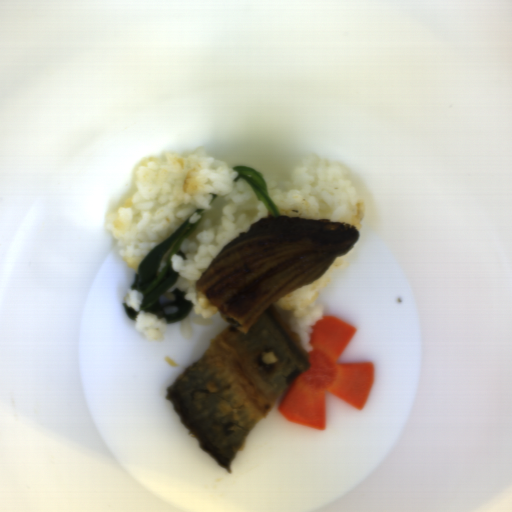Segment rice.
Here are the masks:
<instances>
[{
	"instance_id": "1",
	"label": "rice",
	"mask_w": 512,
	"mask_h": 512,
	"mask_svg": "<svg viewBox=\"0 0 512 512\" xmlns=\"http://www.w3.org/2000/svg\"><path fill=\"white\" fill-rule=\"evenodd\" d=\"M205 145L195 153L150 155L137 170L128 199L108 214L107 229L116 240L119 256L138 274L142 260L188 221L197 229L180 245L181 255H170V268L178 273L172 286L159 295L166 315L176 314L174 289L184 291L193 309L175 322L180 336L191 339L192 324H212L220 313L217 306L197 287L200 276L219 252L256 222L272 217L253 186L238 179L228 161L210 157ZM218 198L212 204L211 194ZM204 209L203 216L195 211Z\"/></svg>"
},
{
	"instance_id": "2",
	"label": "rice",
	"mask_w": 512,
	"mask_h": 512,
	"mask_svg": "<svg viewBox=\"0 0 512 512\" xmlns=\"http://www.w3.org/2000/svg\"><path fill=\"white\" fill-rule=\"evenodd\" d=\"M340 162L309 153L290 180L265 182L279 216L325 219L353 226L359 232L366 215L364 199Z\"/></svg>"
},
{
	"instance_id": "3",
	"label": "rice",
	"mask_w": 512,
	"mask_h": 512,
	"mask_svg": "<svg viewBox=\"0 0 512 512\" xmlns=\"http://www.w3.org/2000/svg\"><path fill=\"white\" fill-rule=\"evenodd\" d=\"M349 262L344 254L338 256L326 271L314 282L309 283L280 298L273 304L275 313L284 319L290 330L300 338V346L312 351L311 338L315 325L323 319L322 306H315L321 290L331 281L332 274L345 270Z\"/></svg>"
},
{
	"instance_id": "4",
	"label": "rice",
	"mask_w": 512,
	"mask_h": 512,
	"mask_svg": "<svg viewBox=\"0 0 512 512\" xmlns=\"http://www.w3.org/2000/svg\"><path fill=\"white\" fill-rule=\"evenodd\" d=\"M131 286L126 291L124 303L138 313L135 319V331L149 340H164L169 324L166 318H159L157 314L142 310L143 295L138 289H131Z\"/></svg>"
},
{
	"instance_id": "5",
	"label": "rice",
	"mask_w": 512,
	"mask_h": 512,
	"mask_svg": "<svg viewBox=\"0 0 512 512\" xmlns=\"http://www.w3.org/2000/svg\"><path fill=\"white\" fill-rule=\"evenodd\" d=\"M278 360L279 359L277 358V356L269 351L265 353L262 357V362L264 365L275 364Z\"/></svg>"
}]
</instances>
